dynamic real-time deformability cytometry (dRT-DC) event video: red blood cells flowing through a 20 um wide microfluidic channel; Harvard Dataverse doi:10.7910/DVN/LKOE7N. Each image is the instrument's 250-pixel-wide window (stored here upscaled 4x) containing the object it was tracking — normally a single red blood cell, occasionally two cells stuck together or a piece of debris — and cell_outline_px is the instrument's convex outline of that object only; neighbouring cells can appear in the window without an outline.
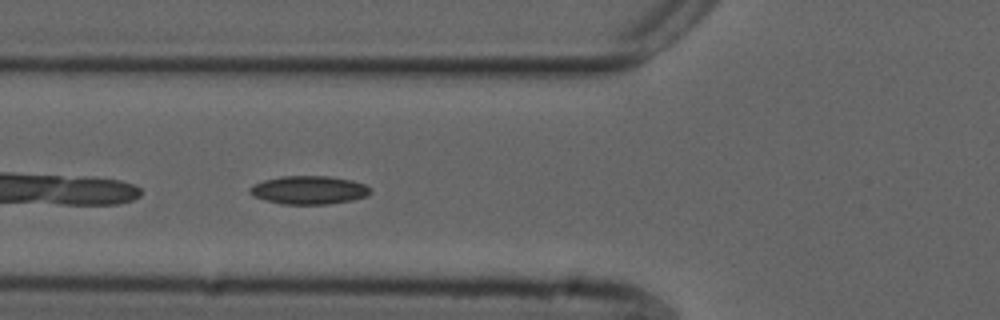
{"species": "common noctule bat (a hibernating species)", "species_latin": "Nyctalus noctula", "temperature_condition": "cold", "stored_images_in_passage": 38, "camera_frame_rate_fps": 3000, "um_per_image_px": 0.085, "animal": {"sex": "male", "forearm_length_mm": 52.5}, "frame": {"image": 1, "passage_image": 4, "time_ms": 1.0, "image_size_px": [1000, 320], "cell_outline_px": [[372, 192], [368, 196], [352, 200], [328, 204], [284, 204], [252, 196], [248, 192], [248, 188], [264, 180], [280, 176], [328, 176], [352, 180], [364, 184], [372, 188]], "centroid_in_image_um": [26.29, 16.15], "position_along_channel_um": 99.5, "area_um2": 19.94}}
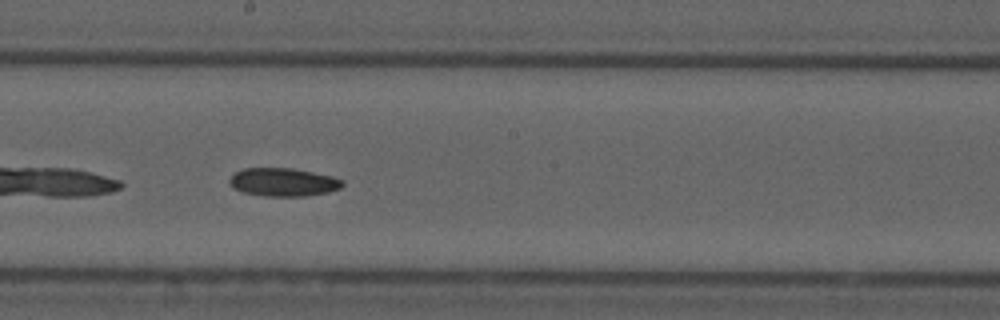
{"frame": {"image": 2, "passage_image": 14, "time_ms": 4.333, "image_size_px": [1000, 320], "cell_outline_px": [[344, 184], [340, 188], [328, 192], [308, 196], [264, 196], [244, 192], [232, 188], [228, 180], [236, 172], [244, 168], [292, 168], [332, 176], [344, 180]], "centroid_in_image_um": [24.09, 15.48], "position_along_channel_um": 224.1, "area_um2": 18.61}}
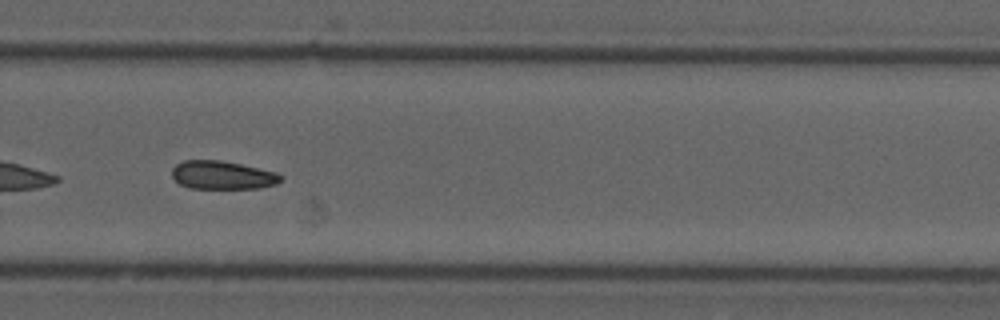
{"frame": {"image": 3, "passage_image": 21, "time_ms": 6.667, "image_size_px": [1000, 320], "cell_outline_px": [[284, 180], [276, 184], [260, 188], [188, 188], [180, 184], [172, 176], [172, 168], [176, 164], [184, 160], [220, 160], [240, 164], [276, 172], [284, 176]], "centroid_in_image_um": [18.93, 14.88], "position_along_channel_um": 310.9, "area_um2": 18.03}}